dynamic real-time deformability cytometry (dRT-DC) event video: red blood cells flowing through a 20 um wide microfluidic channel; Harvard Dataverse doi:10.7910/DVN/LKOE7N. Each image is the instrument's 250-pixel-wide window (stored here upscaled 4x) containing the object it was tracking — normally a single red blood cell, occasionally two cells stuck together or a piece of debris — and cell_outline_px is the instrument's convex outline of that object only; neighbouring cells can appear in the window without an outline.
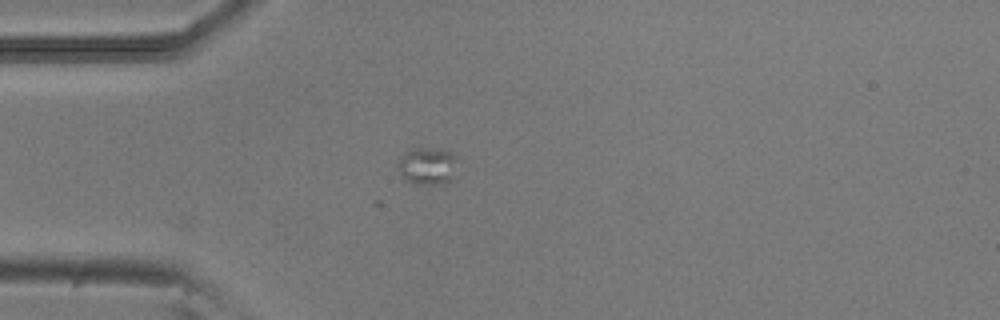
{"species": "common noctule bat (a hibernating species)", "species_latin": "Nyctalus noctula", "temperature_condition": "room temperature", "stored_images_in_passage": 1, "camera_frame_rate_fps": 3000, "um_per_image_px": 0.085, "animal": {"sex": "male", "body_mass_g": 20.5, "forearm_length_mm": 52.5}, "frame": {"image": 1, "passage_image": 1, "time_ms": 0.0, "image_size_px": [1000, 320], "cell_outline_px": [[456, 156], [452, 180], [440, 184], [412, 184], [404, 180], [396, 164], [404, 152], [408, 148], [420, 144], [452, 152]], "centroid_in_image_um": [36.27, 14.05], "position_along_channel_um": 48.7, "area_um2": 13.53}}